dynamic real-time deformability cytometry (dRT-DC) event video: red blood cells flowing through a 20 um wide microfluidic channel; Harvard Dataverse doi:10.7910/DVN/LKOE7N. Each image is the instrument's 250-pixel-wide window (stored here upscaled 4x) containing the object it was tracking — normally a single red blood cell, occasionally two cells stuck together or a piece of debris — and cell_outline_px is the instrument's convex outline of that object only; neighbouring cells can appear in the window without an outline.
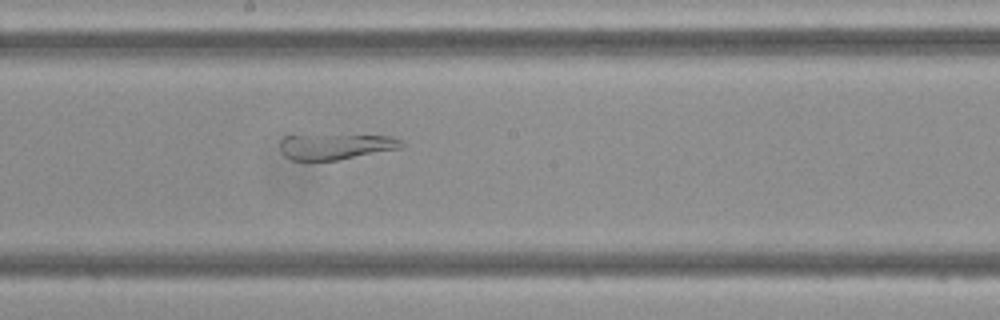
{"species": "Egyptian fruit bat (a non-hibernating species)", "species_latin": "Rousettus aegyptiacus", "temperature_condition": "cold", "stored_images_in_passage": 25, "camera_frame_rate_fps": 3000, "um_per_image_px": 0.085, "frame": {"image": 1, "passage_image": 25, "time_ms": 8.0, "image_size_px": [1000, 320], "cell_outline_px": [[404, 148], [336, 160], [292, 160], [284, 156], [280, 148], [280, 140], [284, 136], [392, 136], [404, 140]], "centroid_in_image_um": [28.59, 12.47], "position_along_channel_um": 219.6, "area_um2": 17.98}}